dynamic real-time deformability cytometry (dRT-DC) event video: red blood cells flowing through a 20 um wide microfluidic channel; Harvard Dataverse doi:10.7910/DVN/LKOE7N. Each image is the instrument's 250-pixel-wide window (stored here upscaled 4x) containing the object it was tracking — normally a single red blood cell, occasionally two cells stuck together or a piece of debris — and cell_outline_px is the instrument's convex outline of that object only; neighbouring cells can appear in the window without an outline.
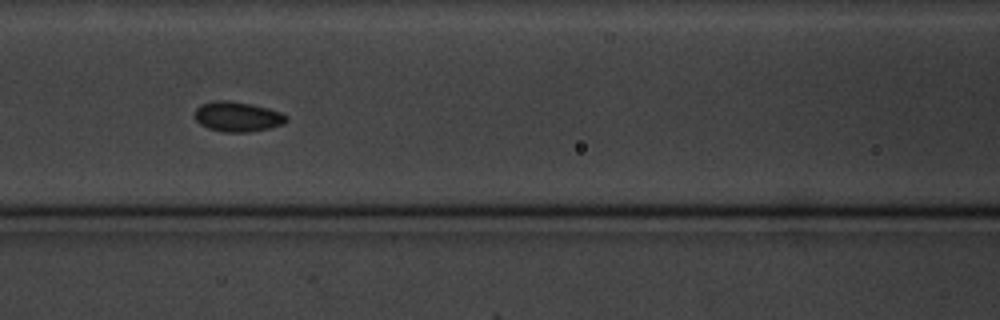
{"species": "common noctule bat (a hibernating species)", "species_latin": "Nyctalus noctula", "temperature_condition": "cold", "stored_images_in_passage": 11, "camera_frame_rate_fps": 3000, "um_per_image_px": 0.085, "animal": {"sex": "male", "body_mass_g": 20.1, "forearm_length_mm": 53.5}, "frame": {"image": 1, "passage_image": 7, "time_ms": 7.0, "image_size_px": [1000, 320], "cell_outline_px": [[288, 120], [284, 124], [268, 128], [248, 132], [220, 132], [208, 128], [200, 124], [196, 120], [196, 108], [200, 104], [212, 100], [228, 100], [268, 108], [280, 112], [288, 116]], "centroid_in_image_um": [20.18, 9.92], "position_along_channel_um": 146.4, "area_um2": 16.01}}
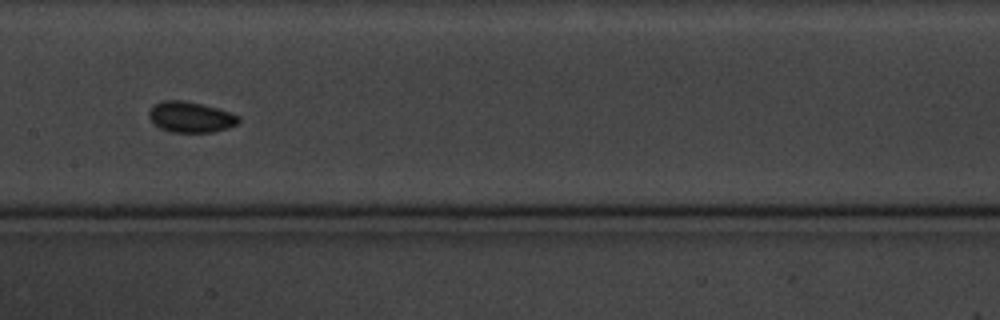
{"frame": {"image": 2, "passage_image": 8, "time_ms": 8.333, "image_size_px": [1000, 320], "cell_outline_px": [[240, 120], [236, 124], [228, 128], [212, 132], [168, 132], [152, 124], [148, 116], [148, 112], [156, 104], [164, 100], [184, 100], [232, 112], [240, 116]], "centroid_in_image_um": [16.19, 9.96], "position_along_channel_um": 191.2, "area_um2": 16.13}}
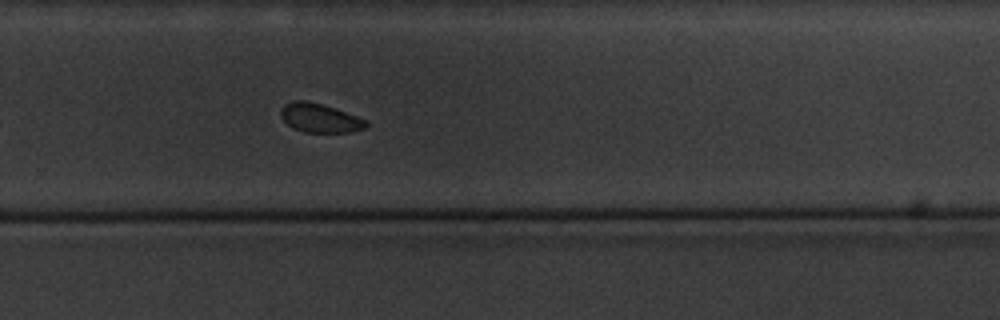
{"frame": {"image": 3, "passage_image": 11, "time_ms": 11.667, "image_size_px": [1000, 320], "cell_outline_px": [[368, 124], [364, 128], [352, 132], [304, 132], [292, 128], [280, 116], [280, 108], [284, 104], [292, 100], [308, 100], [368, 120]], "centroid_in_image_um": [27.14, 10.03], "position_along_channel_um": 302.7, "area_um2": 14.33}}